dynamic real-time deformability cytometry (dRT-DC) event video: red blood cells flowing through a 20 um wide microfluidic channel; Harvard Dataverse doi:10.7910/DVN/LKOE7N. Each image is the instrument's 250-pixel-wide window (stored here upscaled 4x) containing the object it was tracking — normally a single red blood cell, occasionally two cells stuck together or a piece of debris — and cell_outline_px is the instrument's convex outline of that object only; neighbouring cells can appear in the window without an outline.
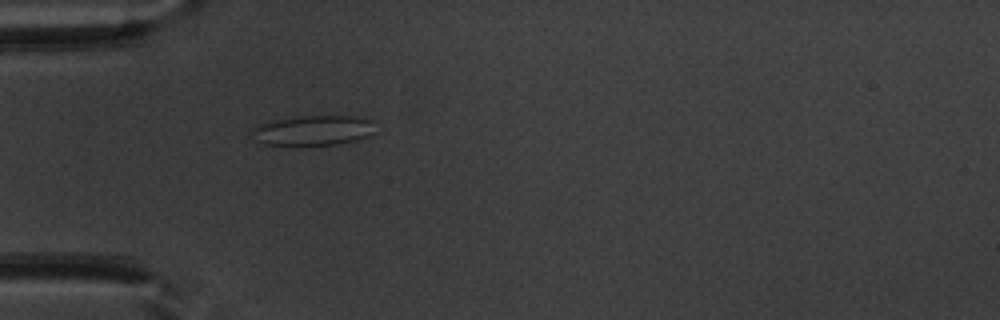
{"species": "common noctule bat (a hibernating species)", "species_latin": "Nyctalus noctula", "temperature_condition": "warm", "stored_images_in_passage": 47, "camera_frame_rate_fps": 3000, "um_per_image_px": 0.085, "animal": {"sex": "male", "body_mass_g": 20.1, "forearm_length_mm": 53.5}, "frame": {"image": 1, "passage_image": 11, "time_ms": 3.333, "image_size_px": [1000, 320], "cell_outline_px": [[376, 132], [368, 136], [356, 140], [336, 144], [264, 144], [256, 140], [252, 132], [252, 128], [256, 124], [268, 120], [300, 116], [352, 116], [372, 120]], "centroid_in_image_um": [26.61, 11.06], "position_along_channel_um": 58.4, "area_um2": 21.5}}
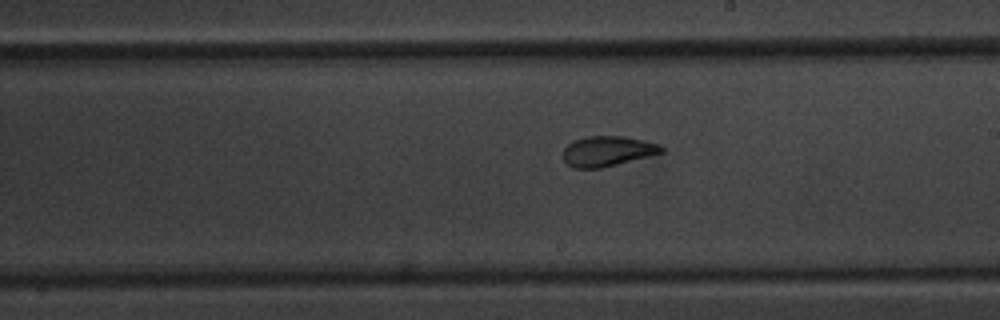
{"frame": {"image": 2, "passage_image": 25, "time_ms": 8.0, "image_size_px": [1000, 320], "cell_outline_px": [[664, 152], [600, 168], [572, 168], [564, 160], [564, 148], [572, 140], [588, 136], [624, 136], [644, 140], [660, 144], [664, 148]], "centroid_in_image_um": [51.63, 12.83], "position_along_channel_um": 237.4, "area_um2": 17.22}}
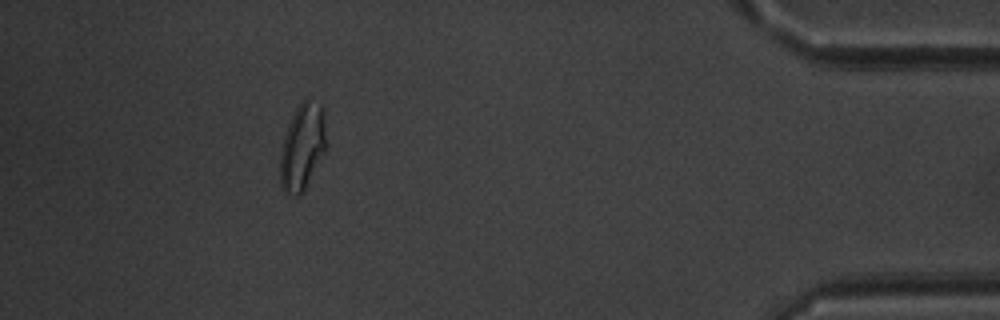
{"frame": {"image": 3, "passage_image": 42, "time_ms": 13.667, "image_size_px": [1000, 320], "cell_outline_px": [[328, 148], [304, 192], [300, 196], [296, 196], [284, 192], [280, 188], [280, 152], [284, 136], [288, 124], [300, 100], [304, 96], [308, 96], [320, 104], [324, 108]], "centroid_in_image_um": [25.74, 12.46], "position_along_channel_um": 409.5, "area_um2": 24.39}, "authors_computed_cell_mechanics": {"area_um2": 18.9006, "velocity_mm_per_s": 3.9362, "shape_relaxation_time_tau1_ms": 5.7148, "shape_relaxation_time_tau2_ms": 1.147, "deformation_change_tau1": 0.1537, "deformation_change_tau2": 0.087}}